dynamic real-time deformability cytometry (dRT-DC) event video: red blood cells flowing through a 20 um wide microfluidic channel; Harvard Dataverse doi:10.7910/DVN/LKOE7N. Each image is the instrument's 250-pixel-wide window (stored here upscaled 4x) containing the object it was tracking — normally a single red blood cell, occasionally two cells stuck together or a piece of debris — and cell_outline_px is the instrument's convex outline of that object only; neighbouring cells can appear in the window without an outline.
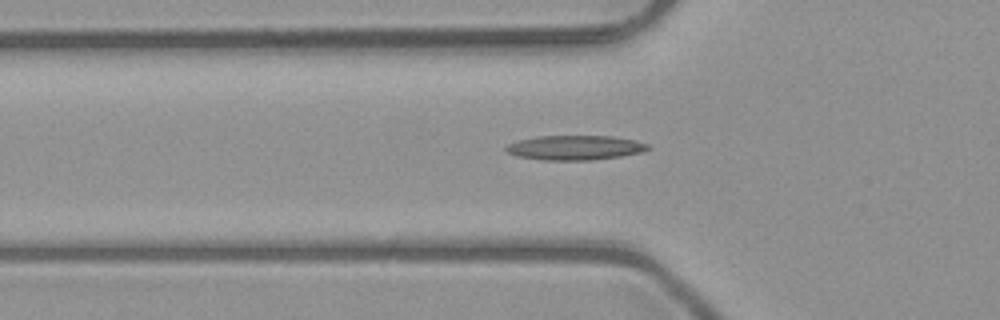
{"species": "common noctule bat (a hibernating species)", "species_latin": "Nyctalus noctula", "temperature_condition": "room temperature", "stored_images_in_passage": 36, "camera_frame_rate_fps": 3000, "um_per_image_px": 0.085, "animal": {"sex": "male", "body_mass_g": 23.1, "forearm_length_mm": 52.7}, "frame": {"image": 1, "passage_image": 4, "time_ms": 1.0, "image_size_px": [1000, 320], "cell_outline_px": [[652, 148], [644, 152], [620, 156], [592, 160], [544, 160], [516, 156], [508, 152], [504, 148], [508, 144], [520, 140], [536, 136], [612, 136], [636, 140], [648, 144]], "centroid_in_image_um": [48.92, 12.55], "position_along_channel_um": 76.9, "area_um2": 20.4}}
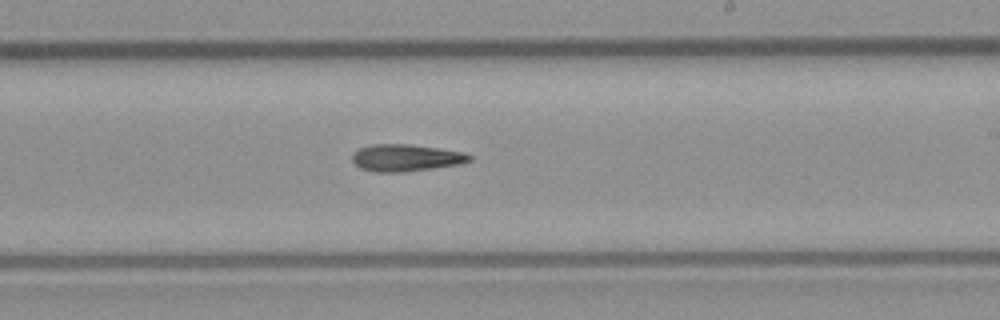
{"frame": {"image": 2, "passage_image": 17, "time_ms": 5.333, "image_size_px": [1000, 320], "cell_outline_px": [[472, 160], [460, 164], [404, 172], [376, 172], [360, 168], [352, 160], [352, 152], [360, 148], [372, 144], [408, 144], [440, 148], [464, 152], [472, 156]], "centroid_in_image_um": [34.5, 13.41], "position_along_channel_um": 254.5, "area_um2": 18.5}}
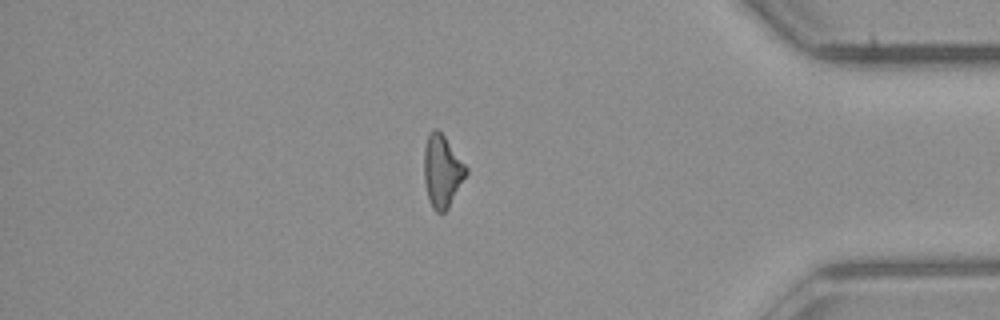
{"frame": {"image": 3, "passage_image": 30, "time_ms": 9.667, "image_size_px": [1000, 320], "cell_outline_px": [[468, 172], [448, 208], [444, 212], [436, 212], [432, 208], [428, 200], [424, 180], [424, 148], [428, 136], [432, 128], [436, 128], [444, 136], [468, 168]], "centroid_in_image_um": [37.57, 14.55], "position_along_channel_um": 397.6, "area_um2": 17.63}}